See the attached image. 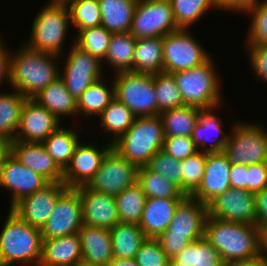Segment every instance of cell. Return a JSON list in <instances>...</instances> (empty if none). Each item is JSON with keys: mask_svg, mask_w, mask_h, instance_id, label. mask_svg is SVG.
Returning a JSON list of instances; mask_svg holds the SVG:
<instances>
[{"mask_svg": "<svg viewBox=\"0 0 267 266\" xmlns=\"http://www.w3.org/2000/svg\"><path fill=\"white\" fill-rule=\"evenodd\" d=\"M76 189L81 198L83 225L111 229L120 223L113 195L89 189L86 185Z\"/></svg>", "mask_w": 267, "mask_h": 266, "instance_id": "obj_20", "label": "cell"}, {"mask_svg": "<svg viewBox=\"0 0 267 266\" xmlns=\"http://www.w3.org/2000/svg\"><path fill=\"white\" fill-rule=\"evenodd\" d=\"M114 198L120 222L139 224L147 199L141 186L136 182L114 196Z\"/></svg>", "mask_w": 267, "mask_h": 266, "instance_id": "obj_36", "label": "cell"}, {"mask_svg": "<svg viewBox=\"0 0 267 266\" xmlns=\"http://www.w3.org/2000/svg\"><path fill=\"white\" fill-rule=\"evenodd\" d=\"M23 46L15 56L11 55L9 83L22 95L33 98L62 72L56 65L57 55Z\"/></svg>", "mask_w": 267, "mask_h": 266, "instance_id": "obj_2", "label": "cell"}, {"mask_svg": "<svg viewBox=\"0 0 267 266\" xmlns=\"http://www.w3.org/2000/svg\"><path fill=\"white\" fill-rule=\"evenodd\" d=\"M39 228L22 220L11 209L0 233V266L20 262L21 266H38L42 255Z\"/></svg>", "mask_w": 267, "mask_h": 266, "instance_id": "obj_3", "label": "cell"}, {"mask_svg": "<svg viewBox=\"0 0 267 266\" xmlns=\"http://www.w3.org/2000/svg\"><path fill=\"white\" fill-rule=\"evenodd\" d=\"M82 263L108 266L113 256L110 229L83 225L79 230Z\"/></svg>", "mask_w": 267, "mask_h": 266, "instance_id": "obj_24", "label": "cell"}, {"mask_svg": "<svg viewBox=\"0 0 267 266\" xmlns=\"http://www.w3.org/2000/svg\"><path fill=\"white\" fill-rule=\"evenodd\" d=\"M138 0H98L101 25L110 33L130 32Z\"/></svg>", "mask_w": 267, "mask_h": 266, "instance_id": "obj_28", "label": "cell"}, {"mask_svg": "<svg viewBox=\"0 0 267 266\" xmlns=\"http://www.w3.org/2000/svg\"><path fill=\"white\" fill-rule=\"evenodd\" d=\"M204 238L220 253L227 266L261 256L259 228L253 224L234 223L208 216Z\"/></svg>", "mask_w": 267, "mask_h": 266, "instance_id": "obj_1", "label": "cell"}, {"mask_svg": "<svg viewBox=\"0 0 267 266\" xmlns=\"http://www.w3.org/2000/svg\"><path fill=\"white\" fill-rule=\"evenodd\" d=\"M260 254L267 258V226L259 229Z\"/></svg>", "mask_w": 267, "mask_h": 266, "instance_id": "obj_56", "label": "cell"}, {"mask_svg": "<svg viewBox=\"0 0 267 266\" xmlns=\"http://www.w3.org/2000/svg\"><path fill=\"white\" fill-rule=\"evenodd\" d=\"M113 256L133 259L147 239L138 224L118 223L110 229Z\"/></svg>", "mask_w": 267, "mask_h": 266, "instance_id": "obj_31", "label": "cell"}, {"mask_svg": "<svg viewBox=\"0 0 267 266\" xmlns=\"http://www.w3.org/2000/svg\"><path fill=\"white\" fill-rule=\"evenodd\" d=\"M178 30L170 0H138L130 33L136 39L164 37Z\"/></svg>", "mask_w": 267, "mask_h": 266, "instance_id": "obj_10", "label": "cell"}, {"mask_svg": "<svg viewBox=\"0 0 267 266\" xmlns=\"http://www.w3.org/2000/svg\"><path fill=\"white\" fill-rule=\"evenodd\" d=\"M111 86H106L102 79L91 84L77 100V113L84 112L85 117L99 116L115 98L114 85Z\"/></svg>", "mask_w": 267, "mask_h": 266, "instance_id": "obj_37", "label": "cell"}, {"mask_svg": "<svg viewBox=\"0 0 267 266\" xmlns=\"http://www.w3.org/2000/svg\"><path fill=\"white\" fill-rule=\"evenodd\" d=\"M183 199L147 198L139 226L147 238H157L173 219L177 205Z\"/></svg>", "mask_w": 267, "mask_h": 266, "instance_id": "obj_25", "label": "cell"}, {"mask_svg": "<svg viewBox=\"0 0 267 266\" xmlns=\"http://www.w3.org/2000/svg\"><path fill=\"white\" fill-rule=\"evenodd\" d=\"M26 99L17 90L14 93L0 94V138L8 143L15 140Z\"/></svg>", "mask_w": 267, "mask_h": 266, "instance_id": "obj_32", "label": "cell"}, {"mask_svg": "<svg viewBox=\"0 0 267 266\" xmlns=\"http://www.w3.org/2000/svg\"><path fill=\"white\" fill-rule=\"evenodd\" d=\"M137 183L147 198L184 199L186 197L179 186L151 171L146 165L138 168Z\"/></svg>", "mask_w": 267, "mask_h": 266, "instance_id": "obj_33", "label": "cell"}, {"mask_svg": "<svg viewBox=\"0 0 267 266\" xmlns=\"http://www.w3.org/2000/svg\"><path fill=\"white\" fill-rule=\"evenodd\" d=\"M100 126L105 132L113 133L111 144L123 135L133 124L136 118L132 111L122 102L114 98L99 115Z\"/></svg>", "mask_w": 267, "mask_h": 266, "instance_id": "obj_39", "label": "cell"}, {"mask_svg": "<svg viewBox=\"0 0 267 266\" xmlns=\"http://www.w3.org/2000/svg\"><path fill=\"white\" fill-rule=\"evenodd\" d=\"M231 164L223 151L207 153L201 184L191 197L207 205L213 198L228 190L231 187Z\"/></svg>", "mask_w": 267, "mask_h": 266, "instance_id": "obj_21", "label": "cell"}, {"mask_svg": "<svg viewBox=\"0 0 267 266\" xmlns=\"http://www.w3.org/2000/svg\"><path fill=\"white\" fill-rule=\"evenodd\" d=\"M137 39L126 33H113L109 41V47L105 56V62L109 63L116 73L132 70V54Z\"/></svg>", "mask_w": 267, "mask_h": 266, "instance_id": "obj_35", "label": "cell"}, {"mask_svg": "<svg viewBox=\"0 0 267 266\" xmlns=\"http://www.w3.org/2000/svg\"><path fill=\"white\" fill-rule=\"evenodd\" d=\"M9 153L18 162L42 175L49 182H63V171L42 143L13 140L9 143Z\"/></svg>", "mask_w": 267, "mask_h": 266, "instance_id": "obj_22", "label": "cell"}, {"mask_svg": "<svg viewBox=\"0 0 267 266\" xmlns=\"http://www.w3.org/2000/svg\"><path fill=\"white\" fill-rule=\"evenodd\" d=\"M207 217V205L186 196L177 205L168 228L156 238L165 254L175 258L190 243L203 238Z\"/></svg>", "mask_w": 267, "mask_h": 266, "instance_id": "obj_4", "label": "cell"}, {"mask_svg": "<svg viewBox=\"0 0 267 266\" xmlns=\"http://www.w3.org/2000/svg\"><path fill=\"white\" fill-rule=\"evenodd\" d=\"M228 266H266V258L263 256H260L253 260L239 261V262L232 263Z\"/></svg>", "mask_w": 267, "mask_h": 266, "instance_id": "obj_55", "label": "cell"}, {"mask_svg": "<svg viewBox=\"0 0 267 266\" xmlns=\"http://www.w3.org/2000/svg\"><path fill=\"white\" fill-rule=\"evenodd\" d=\"M207 153L197 151L188 158L181 160L182 192L191 196L199 187L205 171Z\"/></svg>", "mask_w": 267, "mask_h": 266, "instance_id": "obj_44", "label": "cell"}, {"mask_svg": "<svg viewBox=\"0 0 267 266\" xmlns=\"http://www.w3.org/2000/svg\"><path fill=\"white\" fill-rule=\"evenodd\" d=\"M154 88L158 115L166 110L181 107L184 102L172 73L159 72L154 75Z\"/></svg>", "mask_w": 267, "mask_h": 266, "instance_id": "obj_40", "label": "cell"}, {"mask_svg": "<svg viewBox=\"0 0 267 266\" xmlns=\"http://www.w3.org/2000/svg\"><path fill=\"white\" fill-rule=\"evenodd\" d=\"M82 263L79 233L43 239L39 266H77Z\"/></svg>", "mask_w": 267, "mask_h": 266, "instance_id": "obj_23", "label": "cell"}, {"mask_svg": "<svg viewBox=\"0 0 267 266\" xmlns=\"http://www.w3.org/2000/svg\"><path fill=\"white\" fill-rule=\"evenodd\" d=\"M251 68L254 73L267 83V45H247Z\"/></svg>", "mask_w": 267, "mask_h": 266, "instance_id": "obj_50", "label": "cell"}, {"mask_svg": "<svg viewBox=\"0 0 267 266\" xmlns=\"http://www.w3.org/2000/svg\"><path fill=\"white\" fill-rule=\"evenodd\" d=\"M131 72L151 75L164 72L163 37L137 39Z\"/></svg>", "mask_w": 267, "mask_h": 266, "instance_id": "obj_26", "label": "cell"}, {"mask_svg": "<svg viewBox=\"0 0 267 266\" xmlns=\"http://www.w3.org/2000/svg\"><path fill=\"white\" fill-rule=\"evenodd\" d=\"M66 4L70 22L77 28L78 32L101 25V11L98 0H69Z\"/></svg>", "mask_w": 267, "mask_h": 266, "instance_id": "obj_42", "label": "cell"}, {"mask_svg": "<svg viewBox=\"0 0 267 266\" xmlns=\"http://www.w3.org/2000/svg\"><path fill=\"white\" fill-rule=\"evenodd\" d=\"M0 40V83L10 81L11 56Z\"/></svg>", "mask_w": 267, "mask_h": 266, "instance_id": "obj_54", "label": "cell"}, {"mask_svg": "<svg viewBox=\"0 0 267 266\" xmlns=\"http://www.w3.org/2000/svg\"><path fill=\"white\" fill-rule=\"evenodd\" d=\"M108 266H139L135 259H123L113 257L109 262Z\"/></svg>", "mask_w": 267, "mask_h": 266, "instance_id": "obj_57", "label": "cell"}, {"mask_svg": "<svg viewBox=\"0 0 267 266\" xmlns=\"http://www.w3.org/2000/svg\"><path fill=\"white\" fill-rule=\"evenodd\" d=\"M209 58L210 55L186 29H178L163 37V63L166 73L191 69L205 63Z\"/></svg>", "mask_w": 267, "mask_h": 266, "instance_id": "obj_11", "label": "cell"}, {"mask_svg": "<svg viewBox=\"0 0 267 266\" xmlns=\"http://www.w3.org/2000/svg\"><path fill=\"white\" fill-rule=\"evenodd\" d=\"M258 2L259 0H216L219 9L240 12H245Z\"/></svg>", "mask_w": 267, "mask_h": 266, "instance_id": "obj_53", "label": "cell"}, {"mask_svg": "<svg viewBox=\"0 0 267 266\" xmlns=\"http://www.w3.org/2000/svg\"><path fill=\"white\" fill-rule=\"evenodd\" d=\"M247 191L256 193L267 187V162L247 165Z\"/></svg>", "mask_w": 267, "mask_h": 266, "instance_id": "obj_49", "label": "cell"}, {"mask_svg": "<svg viewBox=\"0 0 267 266\" xmlns=\"http://www.w3.org/2000/svg\"><path fill=\"white\" fill-rule=\"evenodd\" d=\"M168 266H185V265H182V263L178 262L175 258H171L169 260Z\"/></svg>", "mask_w": 267, "mask_h": 266, "instance_id": "obj_59", "label": "cell"}, {"mask_svg": "<svg viewBox=\"0 0 267 266\" xmlns=\"http://www.w3.org/2000/svg\"><path fill=\"white\" fill-rule=\"evenodd\" d=\"M114 95L135 117L158 115L154 75L131 71L115 73Z\"/></svg>", "mask_w": 267, "mask_h": 266, "instance_id": "obj_8", "label": "cell"}, {"mask_svg": "<svg viewBox=\"0 0 267 266\" xmlns=\"http://www.w3.org/2000/svg\"><path fill=\"white\" fill-rule=\"evenodd\" d=\"M111 148V143L99 150L95 145H84L79 142L69 165L63 171V183L68 188L87 185L99 170L103 158Z\"/></svg>", "mask_w": 267, "mask_h": 266, "instance_id": "obj_19", "label": "cell"}, {"mask_svg": "<svg viewBox=\"0 0 267 266\" xmlns=\"http://www.w3.org/2000/svg\"><path fill=\"white\" fill-rule=\"evenodd\" d=\"M77 266H90V265H86V264L80 263V264L77 265Z\"/></svg>", "mask_w": 267, "mask_h": 266, "instance_id": "obj_61", "label": "cell"}, {"mask_svg": "<svg viewBox=\"0 0 267 266\" xmlns=\"http://www.w3.org/2000/svg\"><path fill=\"white\" fill-rule=\"evenodd\" d=\"M50 182L42 175L25 167L9 152L0 164V186L11 190L10 209L22 198L43 189Z\"/></svg>", "mask_w": 267, "mask_h": 266, "instance_id": "obj_16", "label": "cell"}, {"mask_svg": "<svg viewBox=\"0 0 267 266\" xmlns=\"http://www.w3.org/2000/svg\"><path fill=\"white\" fill-rule=\"evenodd\" d=\"M60 120L32 98H27L21 112L15 140L42 143L58 127Z\"/></svg>", "mask_w": 267, "mask_h": 266, "instance_id": "obj_18", "label": "cell"}, {"mask_svg": "<svg viewBox=\"0 0 267 266\" xmlns=\"http://www.w3.org/2000/svg\"><path fill=\"white\" fill-rule=\"evenodd\" d=\"M256 226L260 229L267 226V187L255 193Z\"/></svg>", "mask_w": 267, "mask_h": 266, "instance_id": "obj_52", "label": "cell"}, {"mask_svg": "<svg viewBox=\"0 0 267 266\" xmlns=\"http://www.w3.org/2000/svg\"><path fill=\"white\" fill-rule=\"evenodd\" d=\"M69 0H51V3H67Z\"/></svg>", "mask_w": 267, "mask_h": 266, "instance_id": "obj_60", "label": "cell"}, {"mask_svg": "<svg viewBox=\"0 0 267 266\" xmlns=\"http://www.w3.org/2000/svg\"><path fill=\"white\" fill-rule=\"evenodd\" d=\"M213 109L202 110L201 115L199 116L198 122L195 125L193 130L192 139L195 146L205 153H215L224 151V147L228 142L229 134H225L222 130V120L215 116L212 113ZM215 131V132H214ZM215 133L217 138H213V143H211L210 147L205 148V144L207 143L208 137L210 133ZM221 135V136H219ZM211 136V135H210ZM205 148V149H204Z\"/></svg>", "mask_w": 267, "mask_h": 266, "instance_id": "obj_29", "label": "cell"}, {"mask_svg": "<svg viewBox=\"0 0 267 266\" xmlns=\"http://www.w3.org/2000/svg\"><path fill=\"white\" fill-rule=\"evenodd\" d=\"M138 166L111 148L86 185L89 189L116 196L137 182Z\"/></svg>", "mask_w": 267, "mask_h": 266, "instance_id": "obj_12", "label": "cell"}, {"mask_svg": "<svg viewBox=\"0 0 267 266\" xmlns=\"http://www.w3.org/2000/svg\"><path fill=\"white\" fill-rule=\"evenodd\" d=\"M208 216L256 226L255 193L229 188L207 204Z\"/></svg>", "mask_w": 267, "mask_h": 266, "instance_id": "obj_14", "label": "cell"}, {"mask_svg": "<svg viewBox=\"0 0 267 266\" xmlns=\"http://www.w3.org/2000/svg\"><path fill=\"white\" fill-rule=\"evenodd\" d=\"M146 166L151 171L175 183L182 191L181 163L179 160L160 150L149 160Z\"/></svg>", "mask_w": 267, "mask_h": 266, "instance_id": "obj_46", "label": "cell"}, {"mask_svg": "<svg viewBox=\"0 0 267 266\" xmlns=\"http://www.w3.org/2000/svg\"><path fill=\"white\" fill-rule=\"evenodd\" d=\"M162 150L179 161L199 151L190 136L165 137Z\"/></svg>", "mask_w": 267, "mask_h": 266, "instance_id": "obj_48", "label": "cell"}, {"mask_svg": "<svg viewBox=\"0 0 267 266\" xmlns=\"http://www.w3.org/2000/svg\"><path fill=\"white\" fill-rule=\"evenodd\" d=\"M245 13H252L247 44L267 45V0L256 3Z\"/></svg>", "mask_w": 267, "mask_h": 266, "instance_id": "obj_45", "label": "cell"}, {"mask_svg": "<svg viewBox=\"0 0 267 266\" xmlns=\"http://www.w3.org/2000/svg\"><path fill=\"white\" fill-rule=\"evenodd\" d=\"M9 152V143L0 138V164L3 157Z\"/></svg>", "mask_w": 267, "mask_h": 266, "instance_id": "obj_58", "label": "cell"}, {"mask_svg": "<svg viewBox=\"0 0 267 266\" xmlns=\"http://www.w3.org/2000/svg\"><path fill=\"white\" fill-rule=\"evenodd\" d=\"M70 21L66 3H48L35 16L31 39L26 46L33 50L59 56Z\"/></svg>", "mask_w": 267, "mask_h": 266, "instance_id": "obj_7", "label": "cell"}, {"mask_svg": "<svg viewBox=\"0 0 267 266\" xmlns=\"http://www.w3.org/2000/svg\"><path fill=\"white\" fill-rule=\"evenodd\" d=\"M261 125L236 123L232 126L224 153L231 163L267 162V133Z\"/></svg>", "mask_w": 267, "mask_h": 266, "instance_id": "obj_9", "label": "cell"}, {"mask_svg": "<svg viewBox=\"0 0 267 266\" xmlns=\"http://www.w3.org/2000/svg\"><path fill=\"white\" fill-rule=\"evenodd\" d=\"M134 259L139 266H168L170 260L156 238H147Z\"/></svg>", "mask_w": 267, "mask_h": 266, "instance_id": "obj_47", "label": "cell"}, {"mask_svg": "<svg viewBox=\"0 0 267 266\" xmlns=\"http://www.w3.org/2000/svg\"><path fill=\"white\" fill-rule=\"evenodd\" d=\"M175 259L185 266H227L220 253L204 237L190 243Z\"/></svg>", "mask_w": 267, "mask_h": 266, "instance_id": "obj_38", "label": "cell"}, {"mask_svg": "<svg viewBox=\"0 0 267 266\" xmlns=\"http://www.w3.org/2000/svg\"><path fill=\"white\" fill-rule=\"evenodd\" d=\"M42 144L57 166L64 171L79 144V137L77 131L58 127Z\"/></svg>", "mask_w": 267, "mask_h": 266, "instance_id": "obj_34", "label": "cell"}, {"mask_svg": "<svg viewBox=\"0 0 267 266\" xmlns=\"http://www.w3.org/2000/svg\"><path fill=\"white\" fill-rule=\"evenodd\" d=\"M164 138L159 115L136 117L131 127L112 143V148L141 167L162 150Z\"/></svg>", "mask_w": 267, "mask_h": 266, "instance_id": "obj_5", "label": "cell"}, {"mask_svg": "<svg viewBox=\"0 0 267 266\" xmlns=\"http://www.w3.org/2000/svg\"><path fill=\"white\" fill-rule=\"evenodd\" d=\"M170 2L178 29L188 30L210 6L218 8L216 0H170Z\"/></svg>", "mask_w": 267, "mask_h": 266, "instance_id": "obj_43", "label": "cell"}, {"mask_svg": "<svg viewBox=\"0 0 267 266\" xmlns=\"http://www.w3.org/2000/svg\"><path fill=\"white\" fill-rule=\"evenodd\" d=\"M184 105L216 109L222 101L220 81L211 57L203 64L172 73Z\"/></svg>", "mask_w": 267, "mask_h": 266, "instance_id": "obj_6", "label": "cell"}, {"mask_svg": "<svg viewBox=\"0 0 267 266\" xmlns=\"http://www.w3.org/2000/svg\"><path fill=\"white\" fill-rule=\"evenodd\" d=\"M201 112L199 108L183 105L160 113L164 137H192Z\"/></svg>", "mask_w": 267, "mask_h": 266, "instance_id": "obj_30", "label": "cell"}, {"mask_svg": "<svg viewBox=\"0 0 267 266\" xmlns=\"http://www.w3.org/2000/svg\"><path fill=\"white\" fill-rule=\"evenodd\" d=\"M83 226L79 191L67 188L58 198L50 217L40 229L42 239L78 233Z\"/></svg>", "mask_w": 267, "mask_h": 266, "instance_id": "obj_13", "label": "cell"}, {"mask_svg": "<svg viewBox=\"0 0 267 266\" xmlns=\"http://www.w3.org/2000/svg\"><path fill=\"white\" fill-rule=\"evenodd\" d=\"M74 44L85 52L98 58L101 62L105 59L112 33L104 26L80 30Z\"/></svg>", "mask_w": 267, "mask_h": 266, "instance_id": "obj_41", "label": "cell"}, {"mask_svg": "<svg viewBox=\"0 0 267 266\" xmlns=\"http://www.w3.org/2000/svg\"><path fill=\"white\" fill-rule=\"evenodd\" d=\"M32 99L53 113L58 120H60L59 116L62 115H78L77 101L69 93L64 80L60 76Z\"/></svg>", "mask_w": 267, "mask_h": 266, "instance_id": "obj_27", "label": "cell"}, {"mask_svg": "<svg viewBox=\"0 0 267 266\" xmlns=\"http://www.w3.org/2000/svg\"><path fill=\"white\" fill-rule=\"evenodd\" d=\"M72 45L60 77L64 80L69 93L77 101L91 84L101 79L103 64L98 58L83 51L74 43Z\"/></svg>", "mask_w": 267, "mask_h": 266, "instance_id": "obj_15", "label": "cell"}, {"mask_svg": "<svg viewBox=\"0 0 267 266\" xmlns=\"http://www.w3.org/2000/svg\"><path fill=\"white\" fill-rule=\"evenodd\" d=\"M247 173L246 164L232 163L229 177L231 188L247 190Z\"/></svg>", "mask_w": 267, "mask_h": 266, "instance_id": "obj_51", "label": "cell"}, {"mask_svg": "<svg viewBox=\"0 0 267 266\" xmlns=\"http://www.w3.org/2000/svg\"><path fill=\"white\" fill-rule=\"evenodd\" d=\"M67 188L63 182H50L43 189L22 198L11 210L26 223L41 229L50 217L59 196Z\"/></svg>", "mask_w": 267, "mask_h": 266, "instance_id": "obj_17", "label": "cell"}]
</instances>
